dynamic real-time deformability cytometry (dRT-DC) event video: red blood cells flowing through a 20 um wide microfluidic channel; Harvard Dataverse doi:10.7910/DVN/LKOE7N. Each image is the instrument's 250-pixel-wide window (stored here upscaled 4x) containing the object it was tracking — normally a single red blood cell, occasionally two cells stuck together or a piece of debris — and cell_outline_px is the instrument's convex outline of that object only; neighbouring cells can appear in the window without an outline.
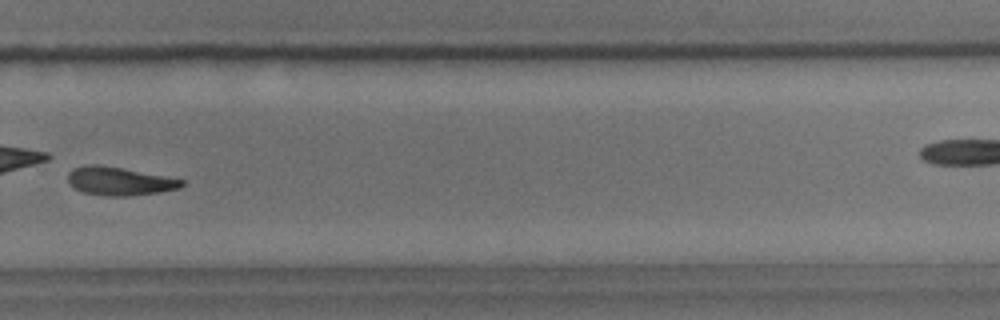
{"species": "common noctule bat (a hibernating species)", "species_latin": "Nyctalus noctula", "temperature_condition": "room temperature", "stored_images_in_passage": 24, "camera_frame_rate_fps": 3000, "um_per_image_px": 0.085, "animal": {"sex": "male", "body_mass_g": 15.6}, "frame": {"image": 1, "passage_image": 17, "time_ms": 5.333, "image_size_px": [1000, 320], "cell_outline_px": [[184, 184], [180, 188], [160, 192], [128, 196], [104, 196], [84, 192], [76, 188], [68, 180], [68, 172], [72, 168], [84, 164], [100, 164], [184, 180]], "centroid_in_image_um": [10.12, 15.39], "position_along_channel_um": 319.7, "area_um2": 18.67}}